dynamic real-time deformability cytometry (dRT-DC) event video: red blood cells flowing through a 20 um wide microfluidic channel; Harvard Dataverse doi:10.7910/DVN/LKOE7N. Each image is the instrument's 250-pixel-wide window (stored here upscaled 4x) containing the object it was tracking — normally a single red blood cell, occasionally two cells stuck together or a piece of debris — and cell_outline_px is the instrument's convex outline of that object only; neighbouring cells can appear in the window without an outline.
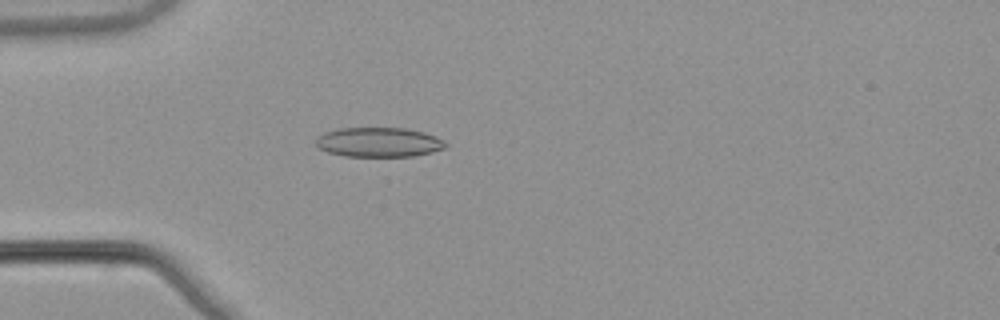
{"species": "common noctule bat (a hibernating species)", "species_latin": "Nyctalus noctula", "temperature_condition": "warm", "stored_images_in_passage": 34, "camera_frame_rate_fps": 3000, "um_per_image_px": 0.085, "animal": {"sex": "male", "body_mass_g": 21.5, "forearm_length_mm": 52.0}, "frame": {"image": 1, "passage_image": 2, "time_ms": 0.333, "image_size_px": [1000, 320], "cell_outline_px": [[448, 144], [444, 148], [432, 152], [412, 156], [344, 156], [328, 152], [320, 148], [316, 144], [316, 136], [324, 132], [336, 128], [404, 128], [424, 132], [436, 136], [444, 140]], "centroid_in_image_um": [32.19, 12.08], "position_along_channel_um": 52.8, "area_um2": 22.43}}
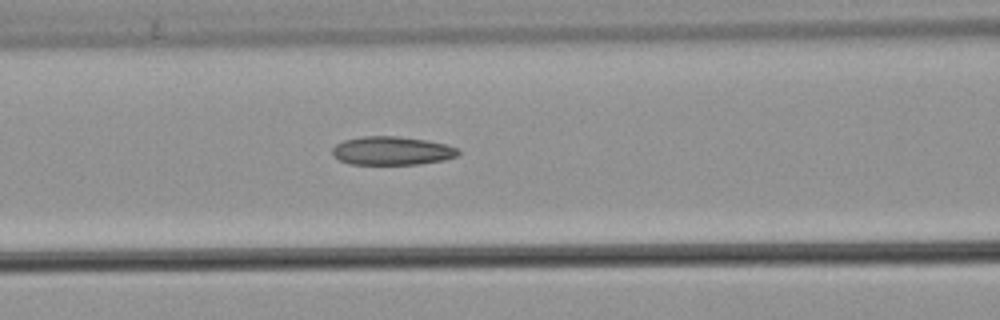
{"frame": {"image": 2, "passage_image": 9, "time_ms": 2.667, "image_size_px": [1000, 320], "cell_outline_px": [[460, 152], [456, 156], [444, 160], [416, 164], [348, 164], [332, 156], [332, 148], [336, 144], [344, 140], [364, 136], [396, 136], [424, 140], [444, 144], [456, 148]], "centroid_in_image_um": [33.26, 12.82], "position_along_channel_um": 133.3, "area_um2": 20.75}}
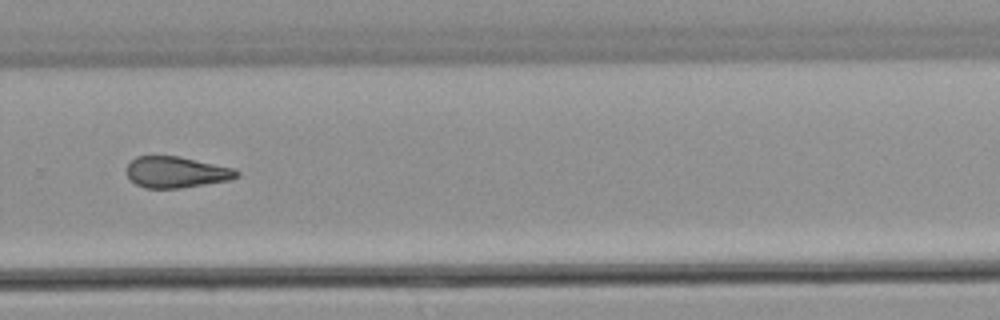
{"frame": {"image": 3, "passage_image": 23, "time_ms": 7.333, "image_size_px": [1000, 320], "cell_outline_px": [[240, 176], [228, 180], [180, 188], [144, 188], [136, 184], [128, 176], [128, 164], [136, 156], [180, 156], [236, 168], [240, 172]], "centroid_in_image_um": [15.03, 14.62], "position_along_channel_um": 314.8, "area_um2": 20.0}, "authors_computed_cell_mechanics": {"area_um2": 20.4901, "velocity_mm_per_s": 3.8999, "shape_relaxation_time_tau1_ms": null, "shape_relaxation_time_tau2_ms": 6.6857, "deformation_change_tau1": null, "deformation_change_tau2": 0.1662}}